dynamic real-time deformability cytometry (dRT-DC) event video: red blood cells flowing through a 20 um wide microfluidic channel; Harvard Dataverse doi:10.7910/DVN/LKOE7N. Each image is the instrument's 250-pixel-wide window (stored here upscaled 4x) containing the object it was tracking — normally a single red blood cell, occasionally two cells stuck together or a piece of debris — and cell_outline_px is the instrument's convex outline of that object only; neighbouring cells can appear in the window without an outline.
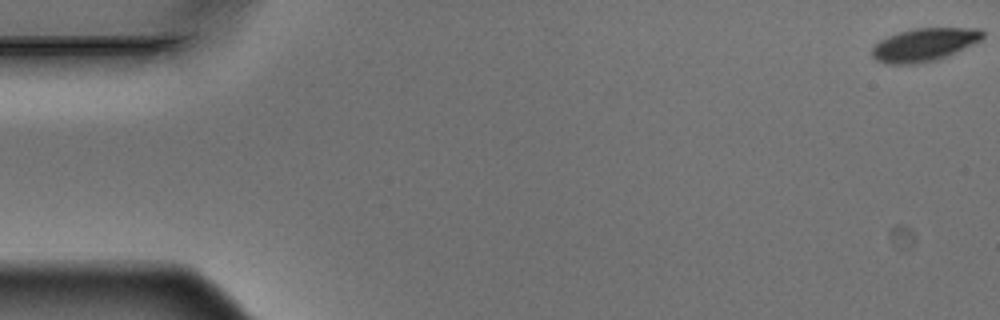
{"species": "Egyptian fruit bat (a non-hibernating species)", "species_latin": "Rousettus aegyptiacus", "temperature_condition": "warm", "stored_images_in_passage": 6, "segment_of_instrument_passage": [1, 2], "camera_frame_rate_fps": 3000, "um_per_image_px": 0.085, "animal": {"sex": "male"}, "frame": {"image": 1, "passage_image": 1, "time_ms": 0.0, "image_size_px": [1000, 320], "cell_outline_px": [[984, 36], [980, 40], [948, 56], [936, 60], [916, 64], [884, 64], [876, 60], [872, 56], [872, 48], [880, 40], [888, 36], [900, 32], [916, 28], [980, 28], [984, 32]], "centroid_in_image_um": [78.55, 3.81], "position_along_channel_um": 6.4, "area_um2": 21.27}}
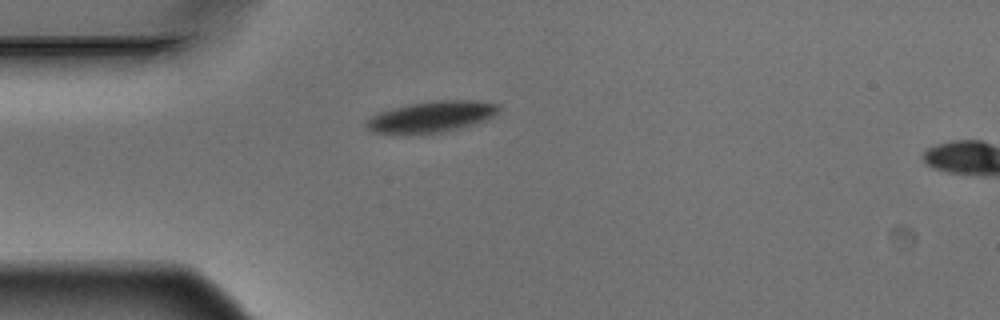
{"frame": {"image": 2, "passage_image": 5, "time_ms": 1.333, "image_size_px": [1000, 320], "cell_outline_px": [[500, 108], [492, 116], [484, 120], [472, 124], [440, 132], [376, 132], [368, 128], [364, 124], [376, 112], [408, 104], [432, 100], [472, 100], [500, 104]], "centroid_in_image_um": [36.68, 9.87], "position_along_channel_um": 48.3, "area_um2": 23.24}}